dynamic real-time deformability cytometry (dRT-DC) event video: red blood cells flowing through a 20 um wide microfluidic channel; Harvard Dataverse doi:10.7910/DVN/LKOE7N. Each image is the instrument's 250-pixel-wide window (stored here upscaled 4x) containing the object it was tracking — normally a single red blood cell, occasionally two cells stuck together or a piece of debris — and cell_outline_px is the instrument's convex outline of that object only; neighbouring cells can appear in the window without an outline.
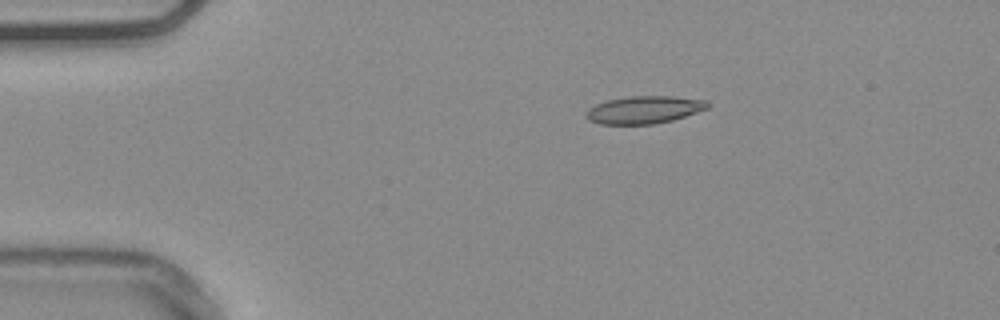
{"species": "common noctule bat (a hibernating species)", "species_latin": "Nyctalus noctula", "temperature_condition": "warm", "stored_images_in_passage": 18, "camera_frame_rate_fps": 3000, "um_per_image_px": 0.085, "animal": {"sex": "male", "body_mass_g": 20.4}, "frame": {"image": 1, "passage_image": 1, "time_ms": 0.0, "image_size_px": [1000, 320], "cell_outline_px": [[708, 108], [672, 120], [652, 124], [600, 124], [588, 120], [584, 116], [588, 108], [596, 104], [608, 100], [628, 96], [672, 96], [708, 100]], "centroid_in_image_um": [54.72, 9.32], "position_along_channel_um": 30.3, "area_um2": 19.48}}
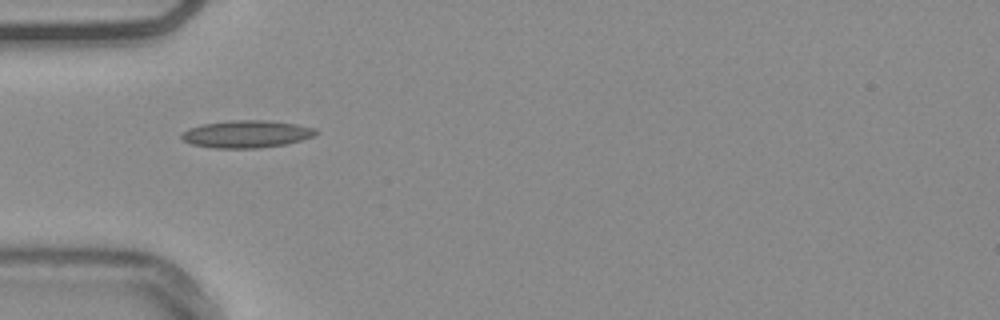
{"frame": {"image": 2, "passage_image": 8, "time_ms": 2.333, "image_size_px": [1000, 320], "cell_outline_px": [[320, 132], [316, 136], [284, 144], [256, 148], [212, 148], [192, 144], [184, 140], [180, 136], [180, 132], [188, 128], [200, 124], [232, 120], [268, 120], [296, 124], [316, 128]], "centroid_in_image_um": [20.95, 11.38], "position_along_channel_um": 64.1, "area_um2": 21.62}}